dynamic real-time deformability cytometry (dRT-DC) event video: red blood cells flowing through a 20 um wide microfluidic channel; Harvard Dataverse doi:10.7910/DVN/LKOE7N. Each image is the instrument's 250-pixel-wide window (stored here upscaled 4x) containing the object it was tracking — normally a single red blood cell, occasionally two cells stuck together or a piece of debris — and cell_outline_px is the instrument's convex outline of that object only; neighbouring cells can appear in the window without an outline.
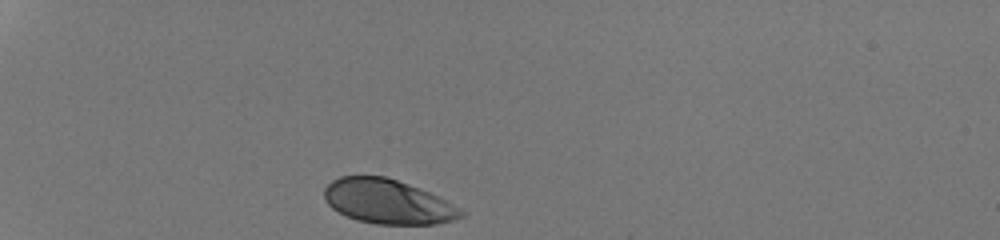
{"species": "human", "species_latin": "Homo sapiens", "temperature_condition": "room temperature", "stored_images_in_passage": 30, "camera_frame_rate_fps": 3000, "um_per_image_px": 0.085, "donor": {"sex": "male"}, "frame": {"image": 1, "passage_image": 1, "time_ms": 0.0, "image_size_px": [1000, 240], "cell_outline_px": [[468, 212], [464, 216], [456, 220], [436, 224], [376, 224], [356, 220], [332, 208], [328, 204], [324, 196], [324, 188], [332, 180], [340, 176], [384, 176], [408, 184], [428, 192]], "centroid_in_image_um": [32.97, 17.15], "position_along_channel_um": 52.0, "area_um2": 35.26}}
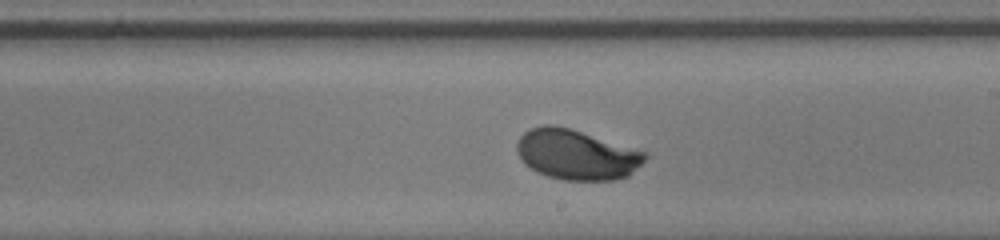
{"frame": {"image": 2, "passage_image": 18, "time_ms": 5.667, "image_size_px": [1000, 240], "cell_outline_px": [[648, 156], [628, 176], [612, 180], [564, 180], [548, 176], [536, 172], [524, 164], [520, 160], [516, 152], [516, 144], [520, 136], [524, 132], [532, 128], [544, 124], [552, 124], [568, 128], [648, 152]], "centroid_in_image_um": [48.96, 13.14], "position_along_channel_um": 240.0, "area_um2": 37.4}}
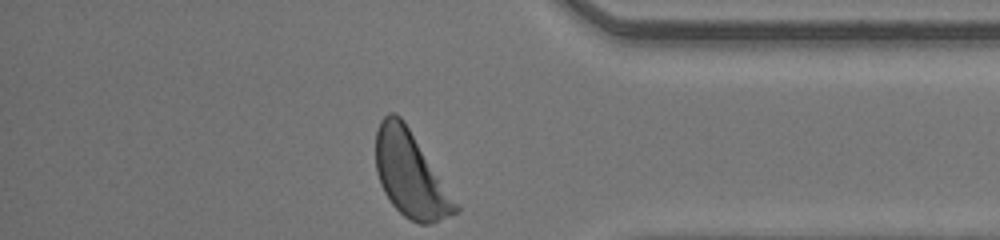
{"frame": {"image": 3, "passage_image": 30, "time_ms": 9.667, "image_size_px": [1000, 240], "cell_outline_px": [[460, 212], [428, 224], [420, 224], [404, 216], [392, 204], [384, 192], [380, 184], [376, 172], [376, 132], [380, 120], [388, 112], [396, 112], [404, 120], [460, 208]], "centroid_in_image_um": [34.86, 14.81], "position_along_channel_um": 400.3, "area_um2": 39.13}, "authors_computed_cell_mechanics": {"area_um2": 37.3966, "velocity_mm_per_s": 4.2211, "shape_relaxation_time_tau1_ms": 1.6916, "shape_relaxation_time_tau2_ms": null, "deformation_change_tau1": 0.1329, "deformation_change_tau2": null}}